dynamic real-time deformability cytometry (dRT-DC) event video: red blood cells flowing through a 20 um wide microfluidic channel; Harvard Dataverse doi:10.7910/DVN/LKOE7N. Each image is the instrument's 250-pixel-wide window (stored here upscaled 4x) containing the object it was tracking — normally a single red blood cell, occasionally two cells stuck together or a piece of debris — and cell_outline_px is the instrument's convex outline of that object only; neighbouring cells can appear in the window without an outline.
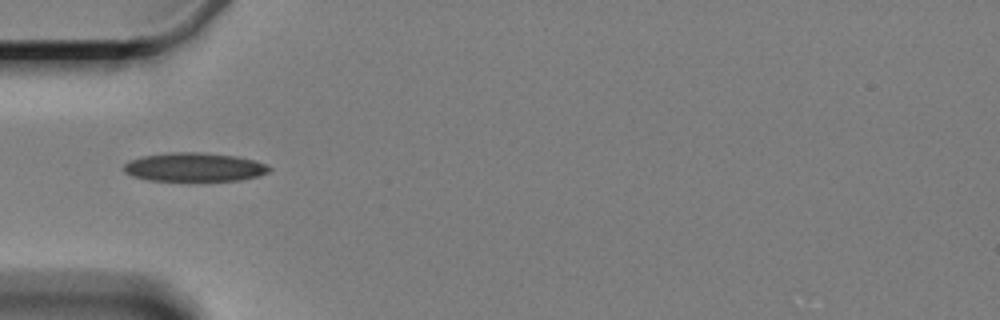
{"species": "Egyptian fruit bat (a non-hibernating species)", "species_latin": "Rousettus aegyptiacus", "temperature_condition": "cold", "stored_images_in_passage": 8, "camera_frame_rate_fps": 3000, "um_per_image_px": 0.085, "animal": {"sex": "female"}, "frame": {"image": 1, "passage_image": 5, "time_ms": 5.667, "image_size_px": [1000, 320], "cell_outline_px": [[272, 168], [268, 172], [256, 176], [240, 180], [148, 180], [132, 176], [124, 172], [124, 164], [128, 160], [144, 156], [168, 152], [200, 152], [236, 156], [256, 160], [268, 164]], "centroid_in_image_um": [16.52, 14.19], "position_along_channel_um": 68.5, "area_um2": 24.33}}
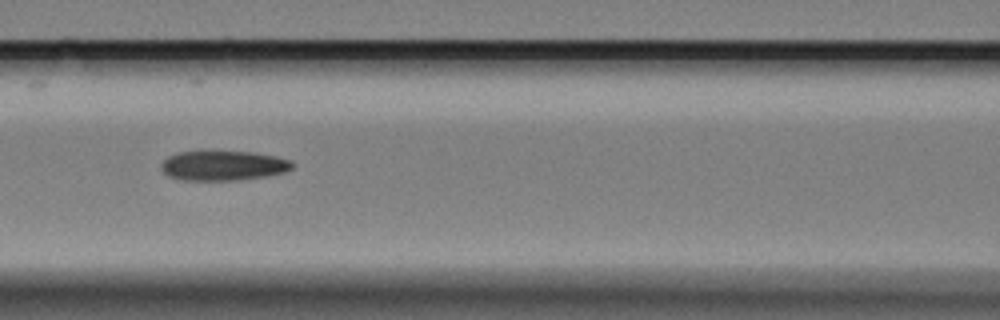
{"frame": {"image": 2, "passage_image": 7, "time_ms": 8.0, "image_size_px": [1000, 320], "cell_outline_px": [[296, 164], [292, 168], [284, 172], [268, 176], [236, 180], [184, 180], [168, 176], [160, 168], [160, 164], [168, 156], [176, 152], [252, 152], [276, 156], [292, 160]], "centroid_in_image_um": [19.0, 14.08], "position_along_channel_um": 147.6, "area_um2": 22.77}}
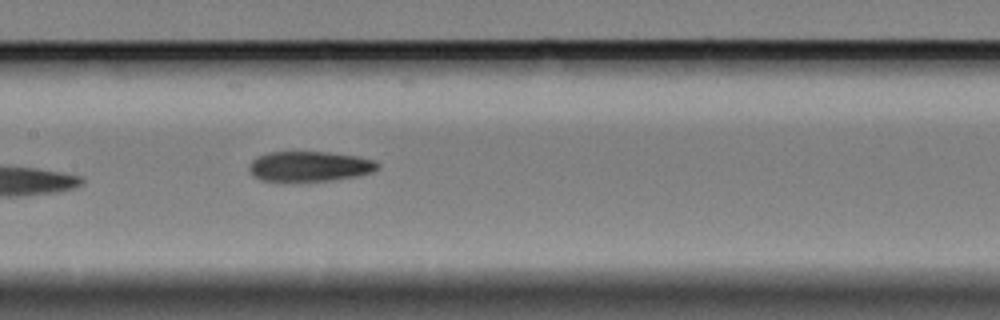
{"frame": {"image": 3, "passage_image": 8, "time_ms": 9.0, "image_size_px": [1000, 320], "cell_outline_px": [[380, 168], [372, 172], [360, 176], [332, 180], [260, 180], [252, 176], [248, 168], [248, 164], [256, 156], [268, 152], [328, 152], [360, 156], [376, 160], [380, 164]], "centroid_in_image_um": [26.35, 14.12], "position_along_channel_um": 181.1, "area_um2": 22.77}}